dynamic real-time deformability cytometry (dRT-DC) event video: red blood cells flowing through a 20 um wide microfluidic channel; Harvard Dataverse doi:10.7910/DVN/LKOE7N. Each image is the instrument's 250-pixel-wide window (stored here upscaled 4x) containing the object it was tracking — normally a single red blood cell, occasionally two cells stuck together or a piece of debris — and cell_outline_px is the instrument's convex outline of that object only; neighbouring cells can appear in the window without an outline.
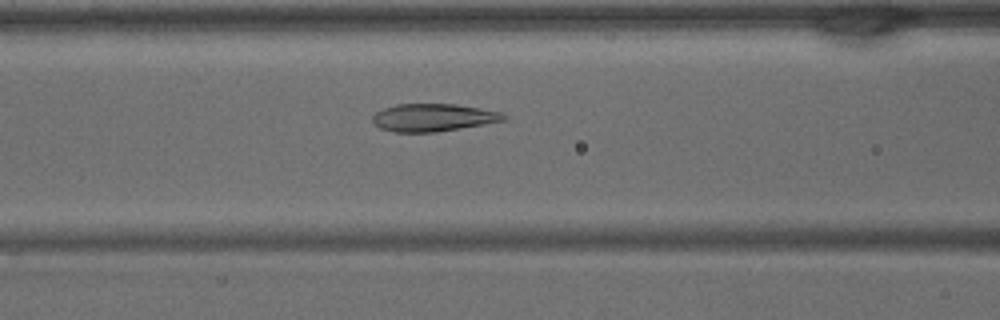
{"species": "common noctule bat (a hibernating species)", "species_latin": "Nyctalus noctula", "temperature_condition": "warm", "stored_images_in_passage": 40, "camera_frame_rate_fps": 3000, "um_per_image_px": 0.085, "animal": {"sex": "male", "body_mass_g": 15.6}, "frame": {"image": 1, "passage_image": 16, "time_ms": 5.0, "image_size_px": [1000, 320], "cell_outline_px": [[508, 116], [504, 120], [460, 128], [436, 132], [392, 132], [380, 128], [372, 120], [372, 116], [376, 112], [384, 108], [396, 104], [456, 104], [500, 112]], "centroid_in_image_um": [36.78, 9.99], "position_along_channel_um": 129.8, "area_um2": 20.92}}
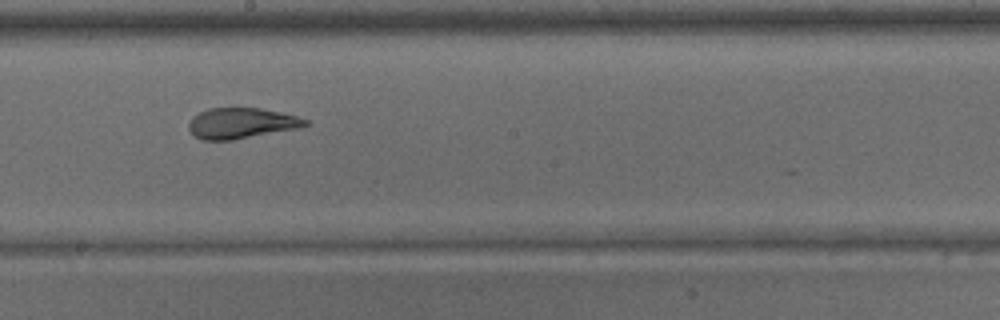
{"frame": {"image": 2, "passage_image": 22, "time_ms": 7.0, "image_size_px": [1000, 320], "cell_outline_px": [[308, 124], [296, 128], [232, 140], [204, 140], [196, 136], [188, 128], [188, 124], [192, 116], [208, 108], [260, 108], [280, 112], [296, 116], [308, 120]], "centroid_in_image_um": [20.47, 10.46], "position_along_channel_um": 227.7, "area_um2": 20.52}}
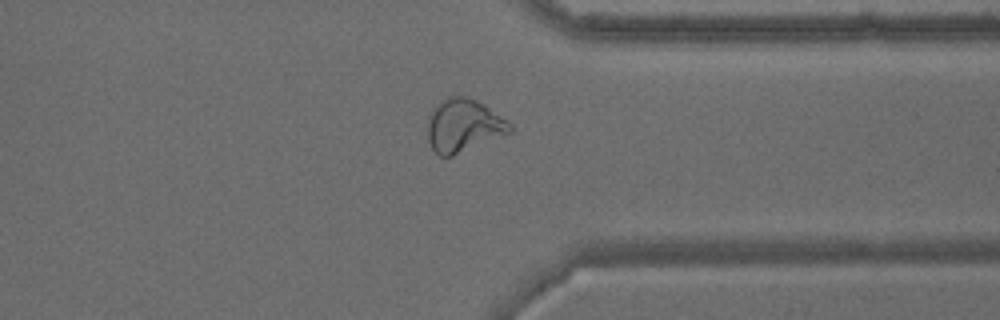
{"frame": {"image": 3, "passage_image": 31, "time_ms": 10.0, "image_size_px": [1000, 320], "cell_outline_px": [[512, 132], [452, 156], [440, 156], [432, 148], [428, 140], [428, 112], [440, 100], [448, 96], [464, 96], [476, 100], [484, 104], [512, 124]], "centroid_in_image_um": [39.38, 10.65], "position_along_channel_um": 372.0, "area_um2": 25.49}}